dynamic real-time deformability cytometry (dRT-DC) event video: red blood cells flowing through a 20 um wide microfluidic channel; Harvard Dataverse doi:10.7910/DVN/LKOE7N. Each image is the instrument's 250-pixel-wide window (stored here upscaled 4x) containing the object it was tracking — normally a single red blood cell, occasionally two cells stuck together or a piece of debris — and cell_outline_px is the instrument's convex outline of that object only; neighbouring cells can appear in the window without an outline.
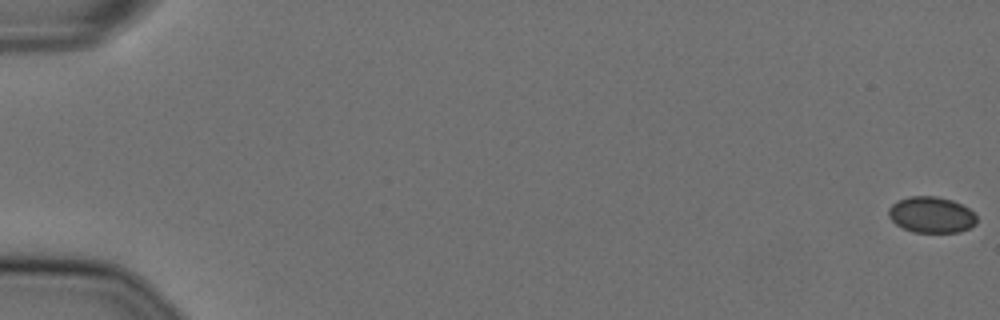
{"species": "Egyptian fruit bat (a non-hibernating species)", "species_latin": "Rousettus aegyptiacus", "temperature_condition": "cold", "stored_images_in_passage": 57, "camera_frame_rate_fps": 3000, "um_per_image_px": 0.085, "animal": {"sex": "female"}, "frame": {"image": 1, "passage_image": 1, "time_ms": 0.0, "image_size_px": [1000, 320], "cell_outline_px": [[976, 224], [960, 232], [912, 232], [896, 224], [888, 216], [888, 208], [892, 204], [908, 196], [936, 196], [952, 200], [968, 208], [976, 216]], "centroid_in_image_um": [79.15, 18.25], "position_along_channel_um": 5.9, "area_um2": 18.44}}
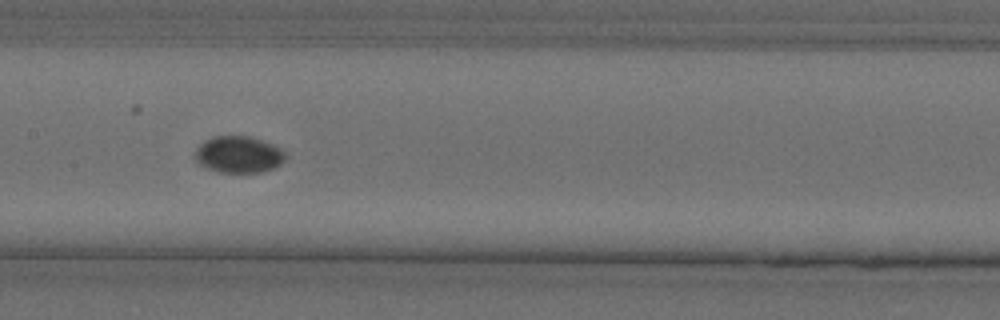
{"frame": {"image": 2, "passage_image": 30, "time_ms": 9.667, "image_size_px": [1000, 320], "cell_outline_px": [[284, 160], [276, 168], [260, 172], [216, 172], [200, 164], [192, 156], [196, 148], [204, 140], [212, 136], [248, 136], [272, 144], [280, 148], [284, 152]], "centroid_in_image_um": [20.24, 13.13], "position_along_channel_um": 187.2, "area_um2": 19.36}}
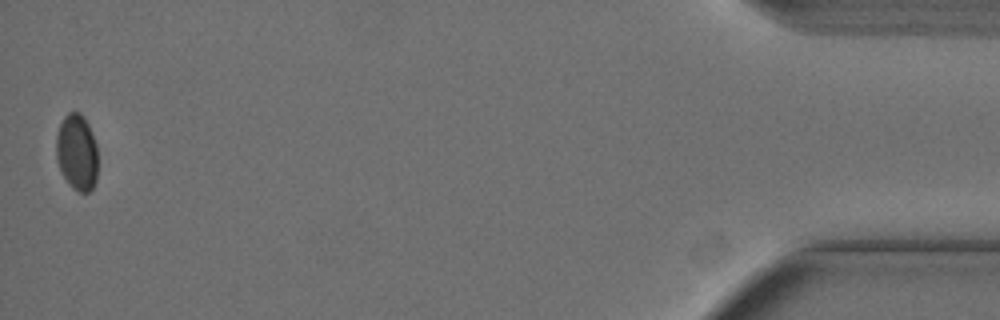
{"frame": {"image": 3, "passage_image": 57, "time_ms": 18.667, "image_size_px": [1000, 320], "cell_outline_px": [[96, 180], [92, 188], [88, 192], [80, 192], [72, 188], [64, 176], [56, 160], [56, 136], [60, 124], [64, 116], [68, 112], [80, 112], [84, 116], [92, 132], [96, 144]], "centroid_in_image_um": [6.52, 12.91], "position_along_channel_um": 428.7, "area_um2": 18.44}, "authors_computed_cell_mechanics": {"area_um2": 18.8428, "velocity_mm_per_s": 3.6226, "shape_relaxation_time_tau1_ms": null, "shape_relaxation_time_tau2_ms": 2.541, "deformation_change_tau1": null, "deformation_change_tau2": 0.0175}}